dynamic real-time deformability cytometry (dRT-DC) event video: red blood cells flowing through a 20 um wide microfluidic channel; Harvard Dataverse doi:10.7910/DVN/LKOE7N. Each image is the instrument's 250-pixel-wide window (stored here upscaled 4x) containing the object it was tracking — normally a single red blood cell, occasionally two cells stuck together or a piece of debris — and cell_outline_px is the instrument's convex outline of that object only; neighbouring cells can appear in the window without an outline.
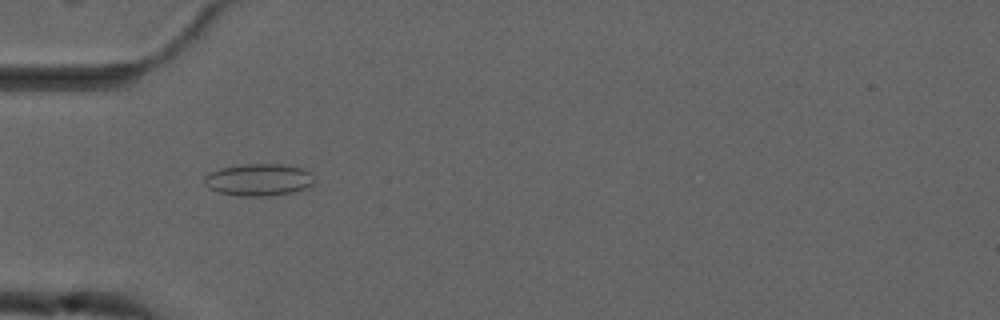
{"species": "common noctule bat (a hibernating species)", "species_latin": "Nyctalus noctula", "temperature_condition": "cold", "stored_images_in_passage": 2, "camera_frame_rate_fps": 3000, "um_per_image_px": 0.085, "animal": {"sex": "male", "forearm_length_mm": 52.5}, "frame": {"image": 1, "passage_image": 1, "time_ms": 0.0, "image_size_px": [1000, 320], "cell_outline_px": [[312, 184], [308, 188], [292, 192], [268, 196], [240, 196], [216, 192], [208, 188], [204, 184], [204, 176], [208, 172], [220, 168], [244, 164], [284, 164], [300, 168], [312, 172]], "centroid_in_image_um": [21.95, 15.28], "position_along_channel_um": 63.1, "area_um2": 20.75}}